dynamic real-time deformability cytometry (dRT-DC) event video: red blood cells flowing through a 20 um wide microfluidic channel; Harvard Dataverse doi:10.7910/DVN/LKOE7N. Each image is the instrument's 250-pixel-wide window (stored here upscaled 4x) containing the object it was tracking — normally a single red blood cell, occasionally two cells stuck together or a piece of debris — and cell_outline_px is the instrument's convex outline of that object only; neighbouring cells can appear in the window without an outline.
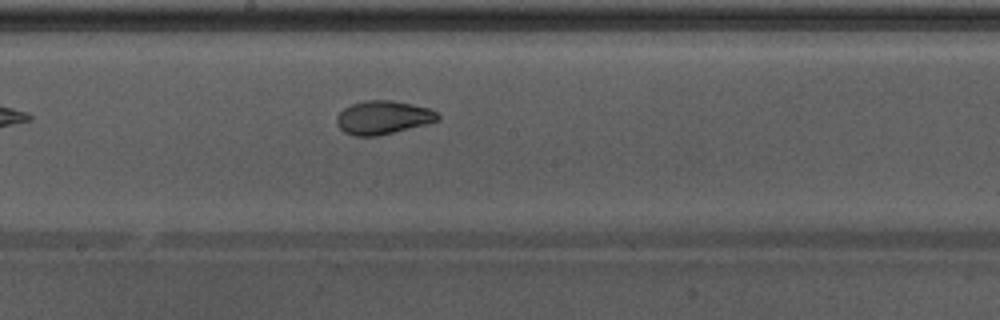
{"species": "Egyptian fruit bat (a non-hibernating species)", "species_latin": "Rousettus aegyptiacus", "temperature_condition": "warm", "stored_images_in_passage": 22, "camera_frame_rate_fps": 3000, "um_per_image_px": 0.085, "animal": {"sex": "male"}, "frame": {"image": 1, "passage_image": 13, "time_ms": 4.0, "image_size_px": [1000, 320], "cell_outline_px": [[440, 120], [376, 136], [356, 136], [344, 132], [336, 124], [336, 116], [344, 108], [352, 104], [364, 100], [392, 100], [412, 104], [428, 108], [436, 112], [440, 116]], "centroid_in_image_um": [32.53, 9.97], "position_along_channel_um": 215.7, "area_um2": 19.54}}